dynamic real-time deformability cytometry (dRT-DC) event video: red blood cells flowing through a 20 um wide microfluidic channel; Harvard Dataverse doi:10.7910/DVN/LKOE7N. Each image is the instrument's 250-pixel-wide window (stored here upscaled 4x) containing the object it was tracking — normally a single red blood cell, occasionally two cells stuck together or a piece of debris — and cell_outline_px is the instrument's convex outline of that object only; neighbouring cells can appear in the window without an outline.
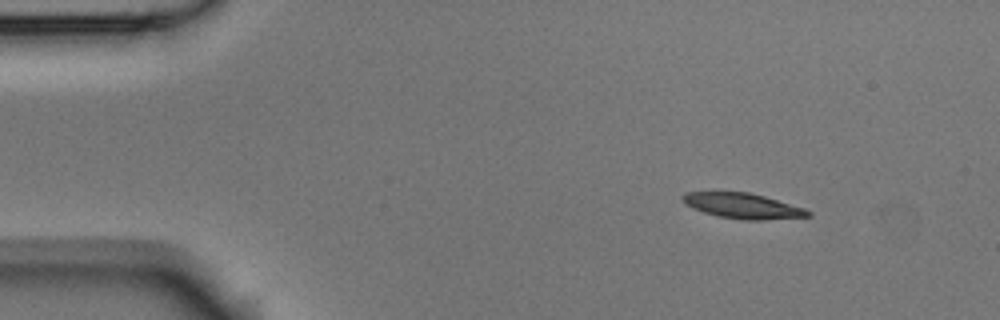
{"species": "Egyptian fruit bat (a non-hibernating species)", "species_latin": "Rousettus aegyptiacus", "temperature_condition": "room temperature", "stored_images_in_passage": 7, "camera_frame_rate_fps": 3000, "um_per_image_px": 0.085, "animal": {"sex": "male"}, "frame": {"image": 1, "passage_image": 1, "time_ms": 0.0, "image_size_px": [1000, 320], "cell_outline_px": [[812, 216], [764, 220], [744, 220], [720, 216], [704, 212], [692, 208], [684, 204], [680, 200], [680, 196], [684, 192], [748, 192], [764, 196], [804, 208], [812, 212]], "centroid_in_image_um": [63.1, 17.49], "position_along_channel_um": 21.9, "area_um2": 18.55}}
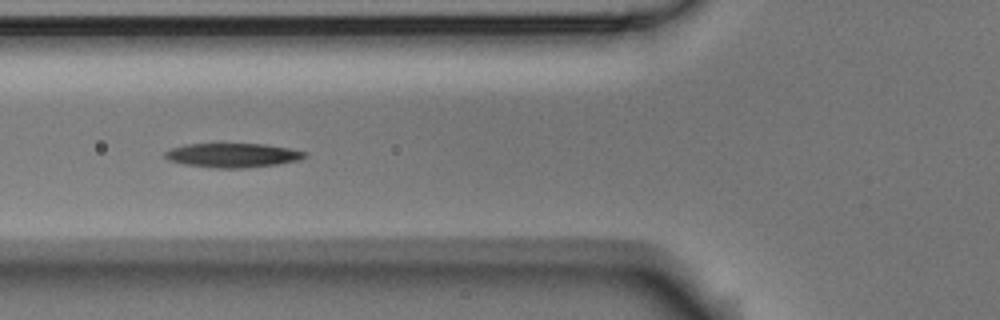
{"frame": {"image": 2, "passage_image": 5, "time_ms": 1.333, "image_size_px": [1000, 320], "cell_outline_px": [[308, 156], [300, 160], [276, 164], [244, 168], [216, 168], [184, 164], [168, 160], [164, 156], [164, 152], [172, 148], [184, 144], [264, 144], [288, 148], [308, 152]], "centroid_in_image_um": [19.79, 13.2], "position_along_channel_um": 106.0, "area_um2": 19.71}}
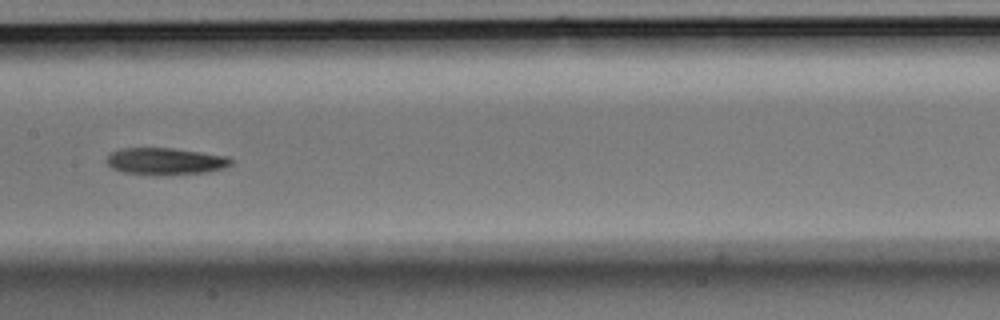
{"frame": {"image": 3, "passage_image": 7, "time_ms": 2.0, "image_size_px": [1000, 320], "cell_outline_px": [[232, 164], [224, 168], [204, 172], [156, 176], [124, 172], [112, 168], [104, 160], [112, 152], [120, 148], [172, 148], [228, 156], [232, 160]], "centroid_in_image_um": [14.03, 13.71], "position_along_channel_um": 193.4, "area_um2": 19.59}}